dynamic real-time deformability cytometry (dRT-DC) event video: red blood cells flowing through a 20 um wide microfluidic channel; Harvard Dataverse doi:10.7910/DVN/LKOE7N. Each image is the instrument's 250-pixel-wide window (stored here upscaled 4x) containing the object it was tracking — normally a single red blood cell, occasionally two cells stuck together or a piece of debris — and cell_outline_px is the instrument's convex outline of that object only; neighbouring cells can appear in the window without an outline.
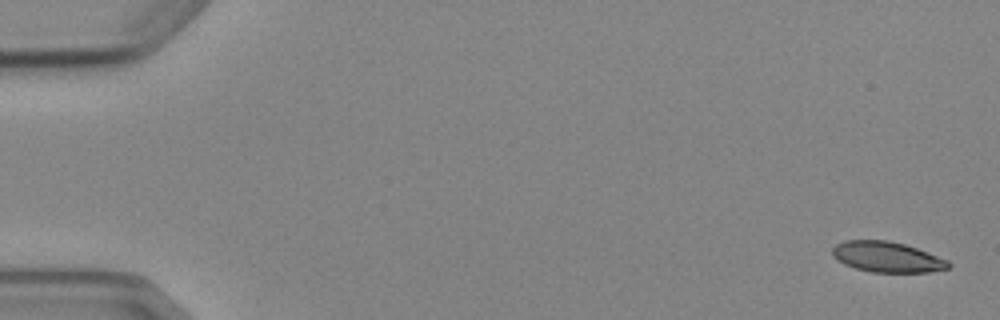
{"species": "Egyptian fruit bat (a non-hibernating species)", "species_latin": "Rousettus aegyptiacus", "temperature_condition": "cold", "stored_images_in_passage": 4, "camera_frame_rate_fps": 3000, "um_per_image_px": 0.085, "animal": {"sex": "female"}, "frame": {"image": 1, "passage_image": 1, "time_ms": 0.0, "image_size_px": [1000, 320], "cell_outline_px": [[952, 264], [948, 268], [928, 272], [872, 272], [856, 268], [844, 264], [836, 260], [832, 256], [832, 248], [836, 244], [844, 240], [888, 240], [904, 244], [916, 248], [948, 260]], "centroid_in_image_um": [75.37, 21.84], "position_along_channel_um": 9.6, "area_um2": 20.63}}